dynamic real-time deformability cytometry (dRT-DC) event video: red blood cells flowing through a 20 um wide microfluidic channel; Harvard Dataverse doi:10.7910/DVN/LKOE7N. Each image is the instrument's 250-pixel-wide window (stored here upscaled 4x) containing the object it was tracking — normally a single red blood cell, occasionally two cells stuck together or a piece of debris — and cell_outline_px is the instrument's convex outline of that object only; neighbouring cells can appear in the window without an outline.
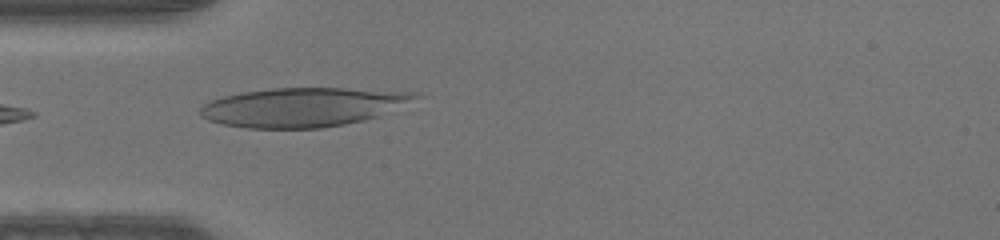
{"species": "human", "species_latin": "Homo sapiens", "temperature_condition": "warm", "stored_images_in_passage": 18, "camera_frame_rate_fps": 3000, "um_per_image_px": 0.085, "donor": {"sex": "male"}, "frame": {"image": 1, "passage_image": 1, "time_ms": 0.0, "image_size_px": [1000, 240], "cell_outline_px": [[424, 96], [380, 116], [364, 120], [344, 124], [320, 128], [248, 128], [220, 124], [208, 120], [200, 116], [200, 108], [204, 104], [212, 100], [224, 96], [240, 92], [272, 88], [344, 88], [416, 92]], "centroid_in_image_um": [25.77, 9.1], "position_along_channel_um": 59.2, "area_um2": 49.13}}
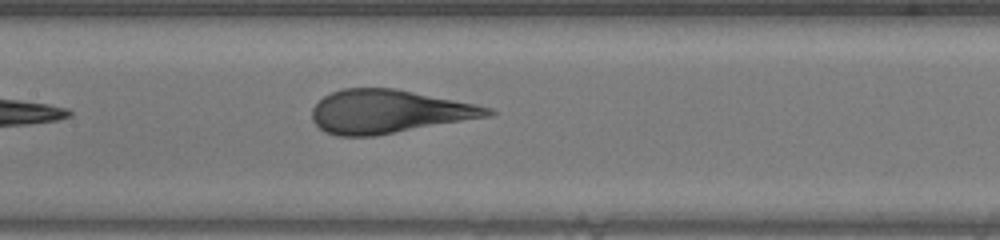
{"frame": {"image": 2, "passage_image": 9, "time_ms": 2.667, "image_size_px": [1000, 240], "cell_outline_px": [[496, 112], [492, 116], [376, 136], [336, 136], [324, 132], [312, 120], [312, 108], [324, 96], [332, 92], [344, 88], [396, 88], [476, 104], [492, 108]], "centroid_in_image_um": [33.06, 9.49], "position_along_channel_um": 174.3, "area_um2": 44.68}}
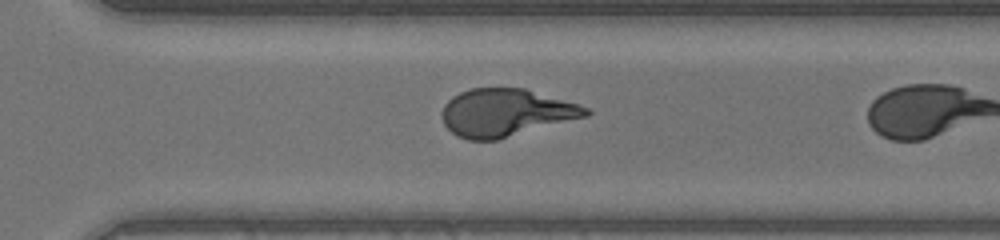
{"frame": {"image": 3, "passage_image": 17, "time_ms": 5.333, "image_size_px": [1000, 240], "cell_outline_px": [[592, 112], [588, 116], [496, 140], [468, 140], [456, 136], [444, 124], [440, 116], [444, 104], [452, 96], [460, 92], [472, 88], [524, 88], [580, 104], [588, 108]], "centroid_in_image_um": [42.98, 9.57], "position_along_channel_um": 327.6, "area_um2": 40.0}}